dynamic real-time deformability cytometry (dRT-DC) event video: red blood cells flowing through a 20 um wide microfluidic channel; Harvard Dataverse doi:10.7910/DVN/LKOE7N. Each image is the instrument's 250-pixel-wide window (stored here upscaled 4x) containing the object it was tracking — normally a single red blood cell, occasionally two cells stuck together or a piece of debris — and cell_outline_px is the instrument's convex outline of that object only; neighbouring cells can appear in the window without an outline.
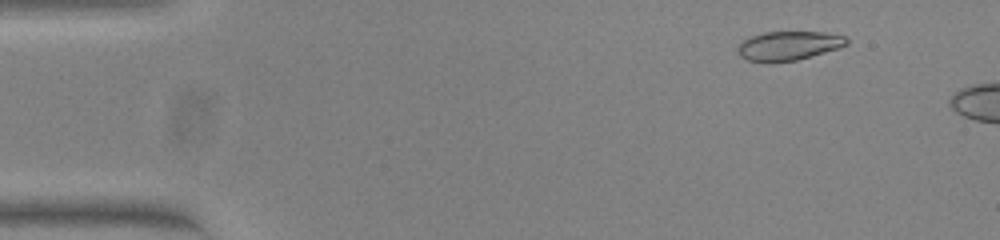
{"species": "common noctule bat (a hibernating species)", "species_latin": "Nyctalus noctula", "temperature_condition": "warm", "stored_images_in_passage": 9, "camera_frame_rate_fps": 3000, "um_per_image_px": 0.085, "animal": {"sex": "female", "body_mass_g": 23.0, "forearm_length_mm": 53.4}, "frame": {"image": 1, "passage_image": 6, "time_ms": 1.667, "image_size_px": [1000, 240], "cell_outline_px": [[848, 44], [840, 48], [796, 60], [748, 60], [740, 56], [736, 48], [744, 40], [752, 36], [764, 32], [824, 32], [844, 36], [848, 40]], "centroid_in_image_um": [67.07, 3.86], "position_along_channel_um": 17.9, "area_um2": 17.92}}